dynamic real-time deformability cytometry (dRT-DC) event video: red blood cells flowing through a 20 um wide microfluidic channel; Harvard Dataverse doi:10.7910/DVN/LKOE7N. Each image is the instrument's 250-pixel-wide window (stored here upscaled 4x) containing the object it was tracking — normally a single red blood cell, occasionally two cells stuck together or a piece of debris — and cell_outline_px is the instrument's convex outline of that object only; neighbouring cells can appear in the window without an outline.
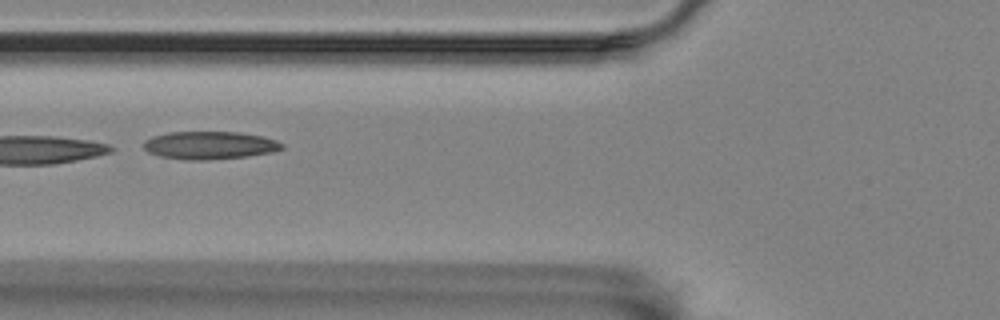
{"species": "Egyptian fruit bat (a non-hibernating species)", "species_latin": "Rousettus aegyptiacus", "temperature_condition": "room temperature", "stored_images_in_passage": 7, "camera_frame_rate_fps": 3000, "um_per_image_px": 0.085, "animal": {"sex": "female"}, "frame": {"image": 1, "passage_image": 7, "time_ms": 7.0, "image_size_px": [1000, 320], "cell_outline_px": [[284, 148], [272, 152], [248, 156], [208, 160], [184, 160], [160, 156], [148, 152], [144, 148], [144, 140], [152, 136], [168, 132], [240, 132], [264, 136], [276, 140], [284, 144]], "centroid_in_image_um": [17.83, 12.35], "position_along_channel_um": 108.0, "area_um2": 22.66}}